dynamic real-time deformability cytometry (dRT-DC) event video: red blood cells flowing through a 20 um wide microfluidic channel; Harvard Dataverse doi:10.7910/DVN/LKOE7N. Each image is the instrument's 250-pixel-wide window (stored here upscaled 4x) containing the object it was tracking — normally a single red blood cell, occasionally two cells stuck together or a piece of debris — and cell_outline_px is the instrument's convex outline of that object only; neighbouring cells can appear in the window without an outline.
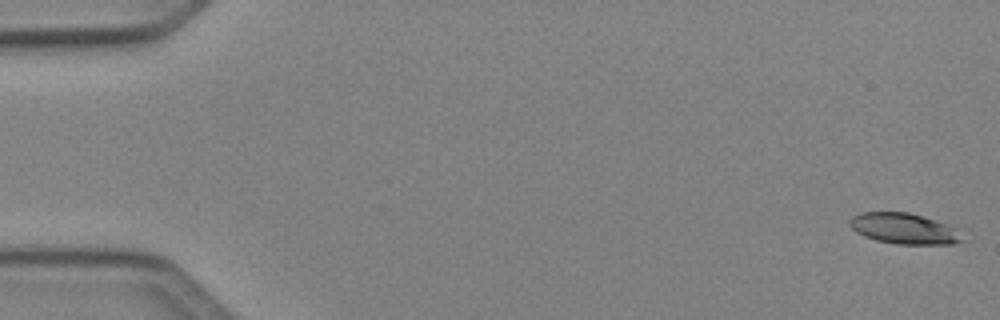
{"species": "Egyptian fruit bat (a non-hibernating species)", "species_latin": "Rousettus aegyptiacus", "temperature_condition": "cold", "stored_images_in_passage": 50, "camera_frame_rate_fps": 3000, "um_per_image_px": 0.085, "animal": {"sex": "female"}, "frame": {"image": 1, "passage_image": 1, "time_ms": 0.0, "image_size_px": [1000, 320], "cell_outline_px": [[964, 240], [952, 244], [896, 244], [876, 240], [864, 236], [856, 232], [848, 224], [848, 220], [852, 216], [860, 212], [908, 212], [948, 224], [956, 228]], "centroid_in_image_um": [76.81, 19.43], "position_along_channel_um": 8.2, "area_um2": 20.23}}
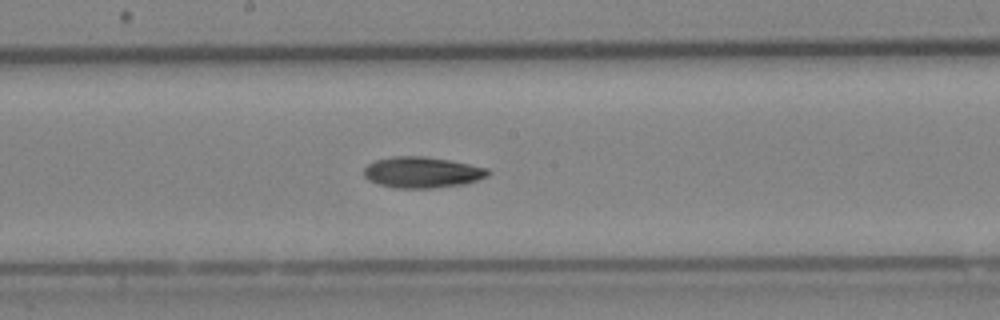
{"frame": {"image": 2, "passage_image": 27, "time_ms": 8.667, "image_size_px": [1000, 320], "cell_outline_px": [[492, 172], [488, 176], [464, 184], [432, 188], [392, 188], [368, 180], [364, 176], [364, 168], [368, 164], [376, 160], [392, 156], [424, 156], [452, 160], [488, 168]], "centroid_in_image_um": [35.9, 14.64], "position_along_channel_um": 212.3, "area_um2": 22.6}}
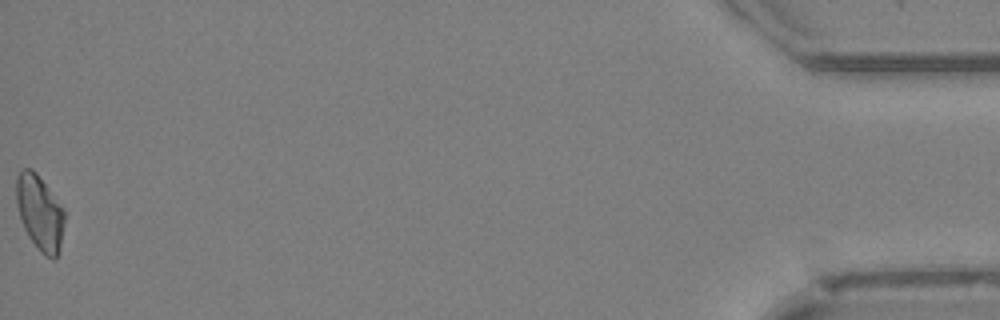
{"frame": {"image": 3, "passage_image": 50, "time_ms": 16.333, "image_size_px": [1000, 320], "cell_outline_px": [[64, 220], [60, 248], [56, 256], [52, 260], [44, 256], [40, 252], [28, 236], [24, 228], [16, 204], [16, 176], [24, 168], [32, 168], [36, 172], [64, 208]], "centroid_in_image_um": [3.37, 18.08], "position_along_channel_um": 431.8, "area_um2": 21.1}}